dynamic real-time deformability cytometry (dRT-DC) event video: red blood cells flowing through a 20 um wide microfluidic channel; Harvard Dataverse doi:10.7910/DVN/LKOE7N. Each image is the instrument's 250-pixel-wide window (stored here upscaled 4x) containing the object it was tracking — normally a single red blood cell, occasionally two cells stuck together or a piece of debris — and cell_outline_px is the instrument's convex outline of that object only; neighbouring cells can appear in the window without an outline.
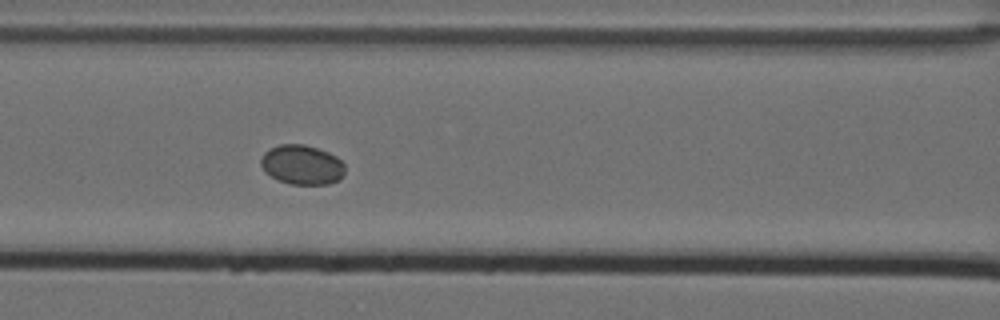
{"species": "Egyptian fruit bat (a non-hibernating species)", "species_latin": "Rousettus aegyptiacus", "temperature_condition": "cold", "stored_images_in_passage": 9, "camera_frame_rate_fps": 3000, "um_per_image_px": 0.085, "animal": {"sex": "female"}, "frame": {"image": 1, "passage_image": 9, "time_ms": 2.667, "image_size_px": [1000, 320], "cell_outline_px": [[344, 176], [340, 180], [328, 184], [292, 184], [280, 180], [264, 172], [260, 164], [260, 160], [264, 152], [280, 144], [304, 144], [328, 152], [336, 156], [344, 164]], "centroid_in_image_um": [25.68, 14.01], "position_along_channel_um": 140.9, "area_um2": 19.36}}